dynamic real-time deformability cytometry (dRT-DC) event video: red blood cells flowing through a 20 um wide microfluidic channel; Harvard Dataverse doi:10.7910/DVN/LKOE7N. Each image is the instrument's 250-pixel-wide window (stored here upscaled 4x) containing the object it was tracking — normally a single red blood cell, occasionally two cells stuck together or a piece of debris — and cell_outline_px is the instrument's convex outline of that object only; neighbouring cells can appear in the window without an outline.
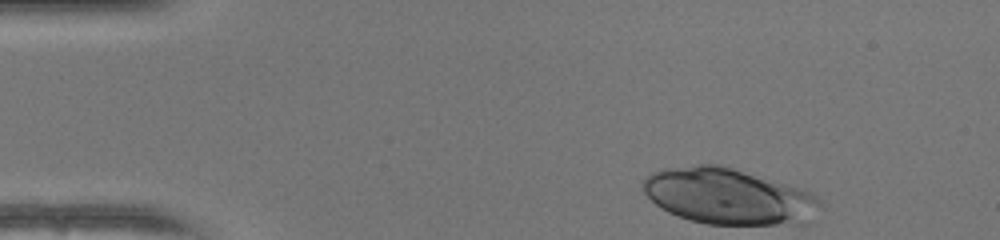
{"species": "human", "species_latin": "Homo sapiens", "temperature_condition": "warm", "stored_images_in_passage": 44, "camera_frame_rate_fps": 3000, "um_per_image_px": 0.085, "donor": {"sex": "female"}, "frame": {"image": 1, "passage_image": 1, "time_ms": 0.0, "image_size_px": [1000, 240], "cell_outline_px": [[824, 204], [808, 224], [708, 224], [676, 216], [660, 208], [640, 188], [640, 184], [652, 172], [664, 168], [700, 164], [720, 164], [812, 192]], "centroid_in_image_um": [61.93, 16.69], "position_along_channel_um": 23.1, "area_um2": 58.03}}
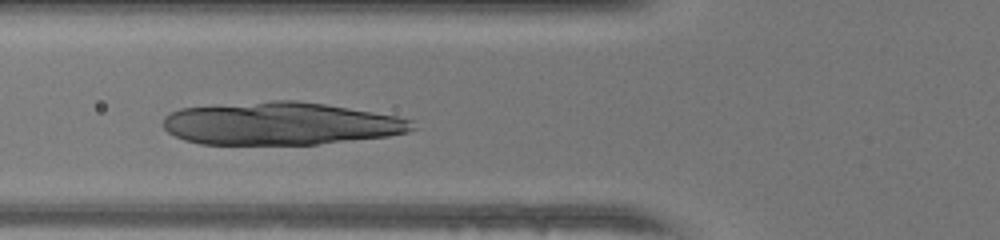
{"frame": {"image": 2, "passage_image": 13, "time_ms": 4.0, "image_size_px": [1000, 240], "cell_outline_px": [[416, 128], [408, 132], [388, 136], [316, 144], [200, 144], [184, 140], [168, 132], [164, 128], [164, 116], [180, 108], [272, 100], [296, 100], [324, 104], [396, 116], [416, 120]], "centroid_in_image_um": [23.87, 10.5], "position_along_channel_um": 101.9, "area_um2": 61.96}}
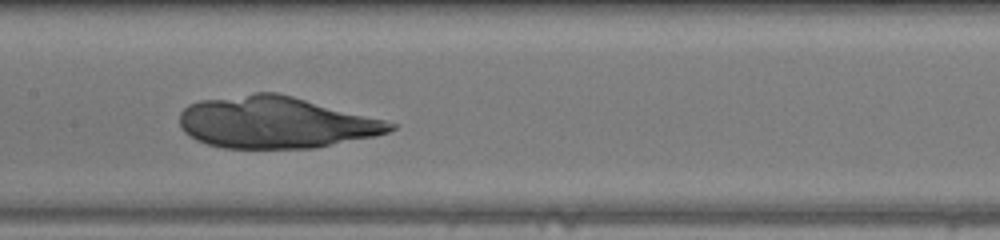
{"frame": {"image": 3, "passage_image": 19, "time_ms": 6.0, "image_size_px": [1000, 240], "cell_outline_px": [[396, 128], [388, 132], [376, 136], [316, 148], [224, 148], [208, 144], [196, 140], [184, 132], [180, 128], [180, 112], [188, 104], [200, 100], [256, 92], [276, 92], [292, 96], [384, 120], [396, 124]], "centroid_in_image_um": [23.4, 10.41], "position_along_channel_um": 184.0, "area_um2": 63.35}}